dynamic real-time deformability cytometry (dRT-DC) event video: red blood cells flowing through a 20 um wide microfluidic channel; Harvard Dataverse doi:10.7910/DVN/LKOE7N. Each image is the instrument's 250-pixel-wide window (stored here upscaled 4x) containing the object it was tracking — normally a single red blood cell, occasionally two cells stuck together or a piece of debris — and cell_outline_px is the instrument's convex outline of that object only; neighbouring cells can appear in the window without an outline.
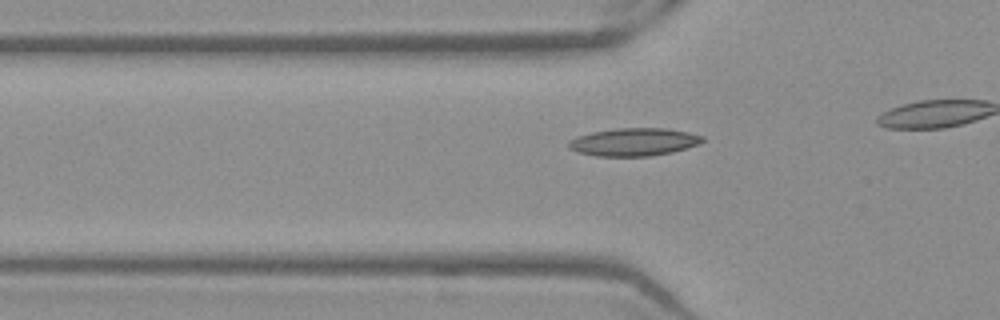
{"species": "Egyptian fruit bat (a non-hibernating species)", "species_latin": "Rousettus aegyptiacus", "temperature_condition": "warm", "stored_images_in_passage": 38, "camera_frame_rate_fps": 3000, "um_per_image_px": 0.085, "frame": {"image": 1, "passage_image": 14, "time_ms": 4.333, "image_size_px": [1000, 320], "cell_outline_px": [[704, 140], [700, 144], [672, 152], [652, 156], [596, 156], [576, 152], [568, 148], [568, 140], [592, 132], [616, 128], [664, 128], [688, 132], [704, 136]], "centroid_in_image_um": [53.88, 12.07], "position_along_channel_um": 71.9, "area_um2": 21.79}}
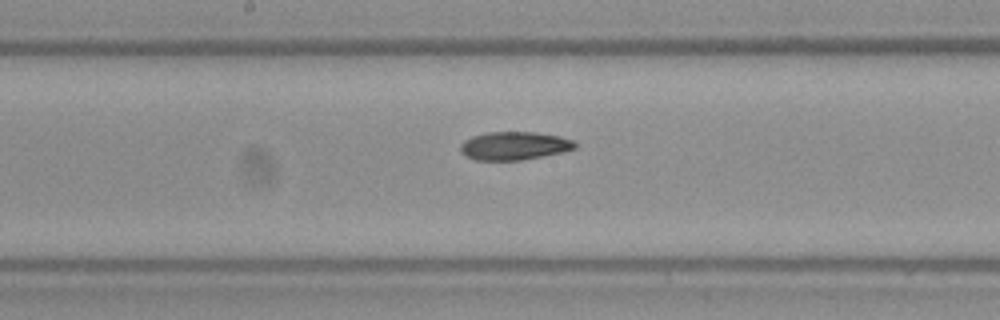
{"frame": {"image": 2, "passage_image": 24, "time_ms": 7.667, "image_size_px": [1000, 320], "cell_outline_px": [[576, 148], [564, 152], [544, 156], [520, 160], [476, 160], [464, 156], [460, 152], [460, 144], [464, 140], [472, 136], [488, 132], [536, 132], [560, 136], [572, 140], [576, 144]], "centroid_in_image_um": [43.69, 12.39], "position_along_channel_um": 204.5, "area_um2": 19.02}}
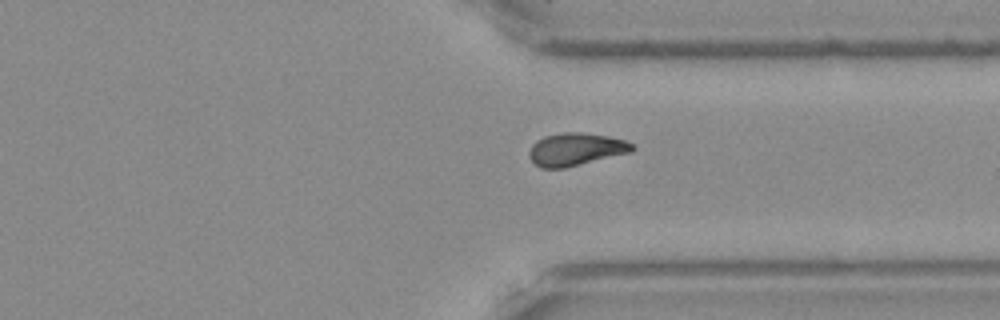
{"frame": {"image": 3, "passage_image": 36, "time_ms": 11.667, "image_size_px": [1000, 320], "cell_outline_px": [[636, 148], [632, 152], [564, 168], [540, 168], [528, 156], [528, 152], [532, 144], [536, 140], [544, 136], [564, 132], [584, 132], [608, 136], [624, 140], [632, 144]], "centroid_in_image_um": [48.93, 12.68], "position_along_channel_um": 362.5, "area_um2": 19.71}}